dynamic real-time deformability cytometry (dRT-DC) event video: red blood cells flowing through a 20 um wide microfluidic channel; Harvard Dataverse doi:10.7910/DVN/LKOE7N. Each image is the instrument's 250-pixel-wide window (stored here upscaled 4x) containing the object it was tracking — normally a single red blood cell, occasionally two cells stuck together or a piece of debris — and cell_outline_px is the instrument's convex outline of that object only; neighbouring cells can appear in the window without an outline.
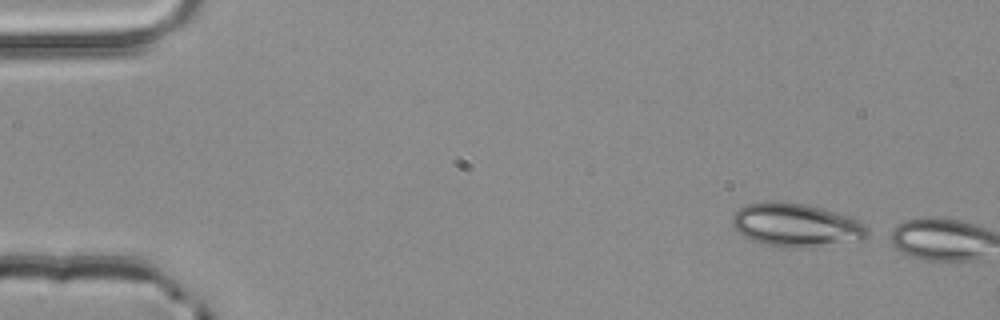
{"species": "common noctule bat (a hibernating species)", "species_latin": "Nyctalus noctula", "temperature_condition": "room temperature", "stored_images_in_passage": 3, "camera_frame_rate_fps": 3000, "um_per_image_px": 0.085, "animal": {"sex": "male", "body_mass_g": 20.4}, "frame": {"image": 1, "passage_image": 3, "time_ms": 0.667, "image_size_px": [1000, 320], "cell_outline_px": [[872, 236], [864, 240], [812, 244], [764, 244], [752, 240], [744, 236], [732, 224], [732, 216], [744, 204], [776, 200], [804, 204], [824, 208], [852, 216], [864, 224], [868, 228]], "centroid_in_image_um": [67.71, 19.05], "position_along_channel_um": 17.3, "area_um2": 33.23}}